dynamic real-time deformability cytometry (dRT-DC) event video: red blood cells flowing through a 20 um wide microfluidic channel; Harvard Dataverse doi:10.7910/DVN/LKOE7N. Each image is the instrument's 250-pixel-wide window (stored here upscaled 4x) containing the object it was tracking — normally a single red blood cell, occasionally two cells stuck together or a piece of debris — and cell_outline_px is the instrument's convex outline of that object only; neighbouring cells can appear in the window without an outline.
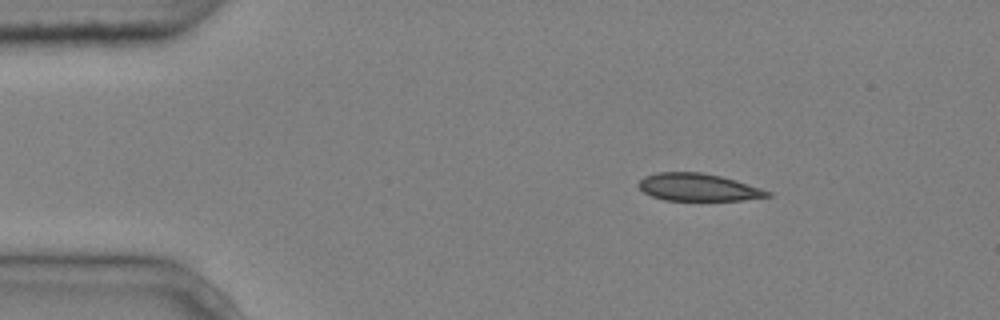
{"species": "common noctule bat (a hibernating species)", "species_latin": "Nyctalus noctula", "temperature_condition": "cold", "stored_images_in_passage": 3, "camera_frame_rate_fps": 3000, "um_per_image_px": 0.085, "animal": {"sex": "male", "body_mass_g": 20.4}, "frame": {"image": 1, "passage_image": 1, "time_ms": 0.0, "image_size_px": [1000, 320], "cell_outline_px": [[772, 196], [744, 200], [664, 200], [652, 196], [644, 192], [636, 184], [644, 176], [656, 172], [700, 172], [720, 176], [736, 180], [772, 192]], "centroid_in_image_um": [59.33, 15.91], "position_along_channel_um": 25.7, "area_um2": 20.63}}